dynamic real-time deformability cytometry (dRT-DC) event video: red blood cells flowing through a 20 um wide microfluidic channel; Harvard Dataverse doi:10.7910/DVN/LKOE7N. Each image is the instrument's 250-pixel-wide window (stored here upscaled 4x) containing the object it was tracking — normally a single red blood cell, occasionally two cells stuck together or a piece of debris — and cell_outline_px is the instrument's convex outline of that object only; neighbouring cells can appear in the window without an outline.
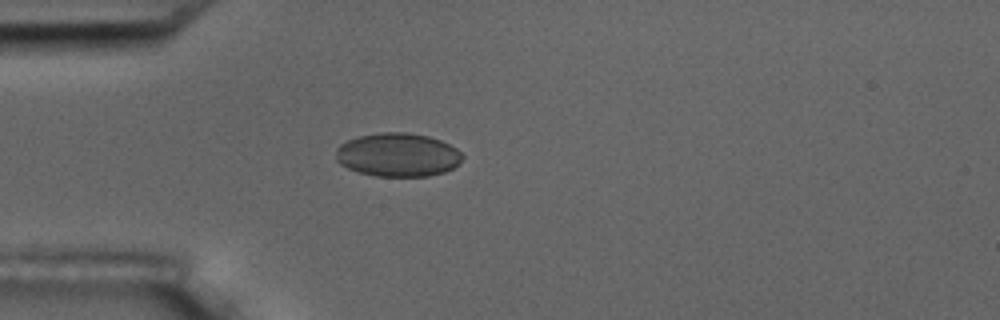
{"species": "common noctule bat (a hibernating species)", "species_latin": "Nyctalus noctula", "temperature_condition": "room temperature", "stored_images_in_passage": 2, "camera_frame_rate_fps": 3000, "um_per_image_px": 0.085, "animal": {"sex": "male", "body_mass_g": 17.5, "forearm_length_mm": 52.3}, "frame": {"image": 1, "passage_image": 1, "time_ms": 0.0, "image_size_px": [1000, 320], "cell_outline_px": [[464, 156], [452, 168], [444, 172], [428, 176], [376, 176], [360, 172], [348, 168], [340, 164], [336, 160], [336, 148], [340, 144], [348, 140], [360, 136], [380, 132], [404, 132], [428, 136], [440, 140], [456, 148]], "centroid_in_image_um": [33.79, 13.16], "position_along_channel_um": 51.2, "area_um2": 31.96}}